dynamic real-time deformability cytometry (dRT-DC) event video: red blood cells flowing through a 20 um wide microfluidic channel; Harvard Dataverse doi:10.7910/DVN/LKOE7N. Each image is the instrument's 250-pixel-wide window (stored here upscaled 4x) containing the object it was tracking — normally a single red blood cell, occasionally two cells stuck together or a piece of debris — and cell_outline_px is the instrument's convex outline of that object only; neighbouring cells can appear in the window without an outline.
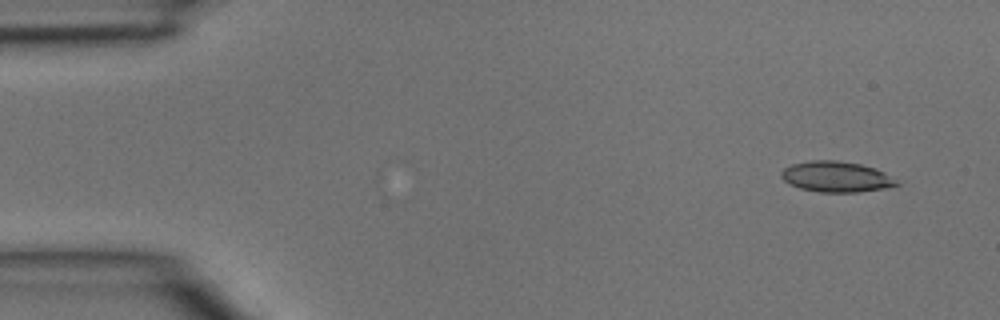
{"species": "common noctule bat (a hibernating species)", "species_latin": "Nyctalus noctula", "temperature_condition": "room temperature", "stored_images_in_passage": 5, "camera_frame_rate_fps": 3000, "um_per_image_px": 0.085, "animal": {"sex": "male", "body_mass_g": 15.6}, "frame": {"image": 1, "passage_image": 1, "time_ms": 0.0, "image_size_px": [1000, 320], "cell_outline_px": [[900, 184], [884, 188], [856, 192], [820, 192], [800, 188], [788, 184], [780, 176], [780, 172], [784, 168], [792, 164], [812, 160], [836, 160], [860, 164], [876, 168], [884, 172]], "centroid_in_image_um": [71.03, 15.02], "position_along_channel_um": 14.0, "area_um2": 20.52}}
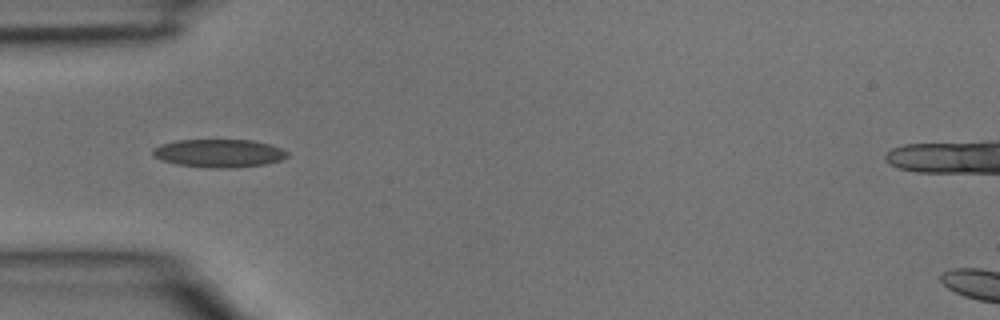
{"frame": {"image": 2, "passage_image": 4, "time_ms": 1.0, "image_size_px": [1000, 320], "cell_outline_px": [[288, 156], [280, 160], [264, 164], [228, 168], [208, 168], [176, 164], [160, 160], [152, 156], [152, 152], [160, 144], [176, 140], [252, 140], [268, 144], [280, 148], [288, 152]], "centroid_in_image_um": [18.57, 13.03], "position_along_channel_um": 66.4, "area_um2": 21.96}}